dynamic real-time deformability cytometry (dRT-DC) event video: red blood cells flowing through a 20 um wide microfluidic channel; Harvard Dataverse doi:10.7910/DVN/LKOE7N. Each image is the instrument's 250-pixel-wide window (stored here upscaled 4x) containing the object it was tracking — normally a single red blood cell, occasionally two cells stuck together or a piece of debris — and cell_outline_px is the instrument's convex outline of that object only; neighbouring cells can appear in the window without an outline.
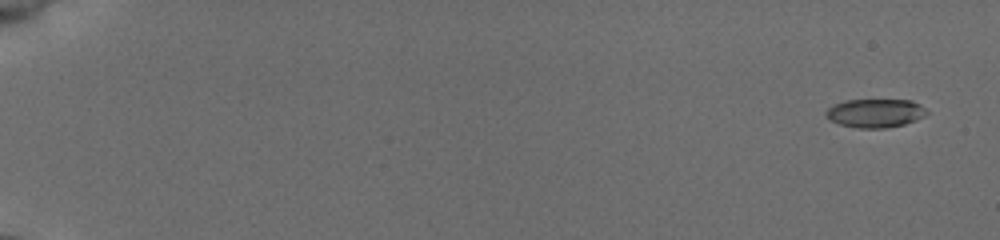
{"species": "common noctule bat (a hibernating species)", "species_latin": "Nyctalus noctula", "temperature_condition": "cold", "stored_images_in_passage": 54, "camera_frame_rate_fps": 3000, "um_per_image_px": 0.085, "animal": {"sex": "female", "body_mass_g": 19.5, "forearm_length_mm": 54.1}, "frame": {"image": 1, "passage_image": 1, "time_ms": 0.0, "image_size_px": [1000, 240], "cell_outline_px": [[928, 112], [924, 116], [916, 120], [904, 124], [884, 128], [856, 128], [840, 124], [828, 120], [824, 116], [824, 112], [832, 104], [844, 100], [912, 100], [920, 104]], "centroid_in_image_um": [74.34, 9.61], "position_along_channel_um": 10.7, "area_um2": 16.99}}
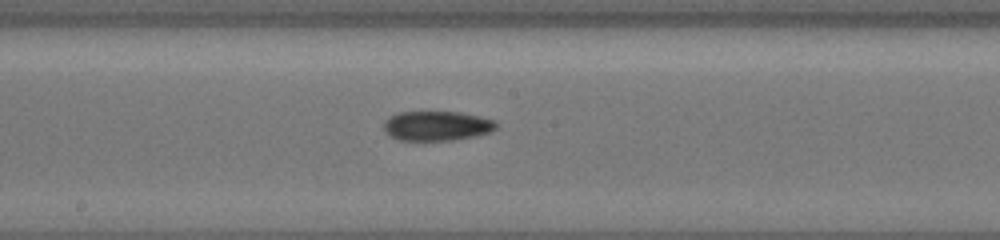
{"frame": {"image": 2, "passage_image": 31, "time_ms": 10.0, "image_size_px": [1000, 240], "cell_outline_px": [[496, 128], [492, 132], [476, 136], [452, 140], [400, 140], [388, 136], [384, 132], [384, 120], [400, 112], [460, 112], [480, 116], [496, 120]], "centroid_in_image_um": [37.14, 10.7], "position_along_channel_um": 211.1, "area_um2": 19.54}}
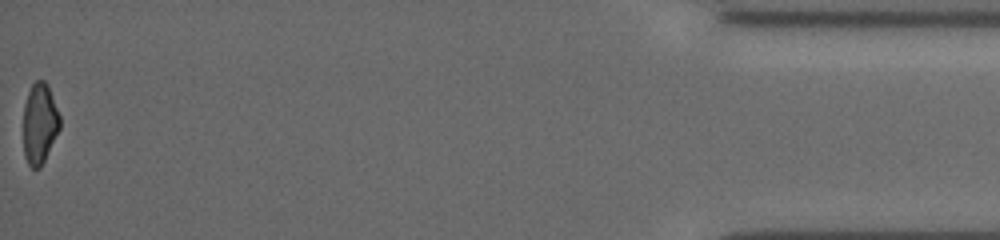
{"frame": {"image": 3, "passage_image": 54, "time_ms": 17.667, "image_size_px": [1000, 240], "cell_outline_px": [[60, 128], [40, 168], [32, 168], [28, 164], [24, 156], [24, 104], [28, 92], [32, 84], [36, 80], [44, 80], [48, 84], [60, 116]], "centroid_in_image_um": [3.37, 10.48], "position_along_channel_um": 431.8, "area_um2": 17.11}, "authors_computed_cell_mechanics": {"area_um2": 18.5249, "velocity_mm_per_s": 3.9083, "shape_relaxation_time_tau1_ms": null, "shape_relaxation_time_tau2_ms": 7.0417, "deformation_change_tau1": null, "deformation_change_tau2": 0.1363}}